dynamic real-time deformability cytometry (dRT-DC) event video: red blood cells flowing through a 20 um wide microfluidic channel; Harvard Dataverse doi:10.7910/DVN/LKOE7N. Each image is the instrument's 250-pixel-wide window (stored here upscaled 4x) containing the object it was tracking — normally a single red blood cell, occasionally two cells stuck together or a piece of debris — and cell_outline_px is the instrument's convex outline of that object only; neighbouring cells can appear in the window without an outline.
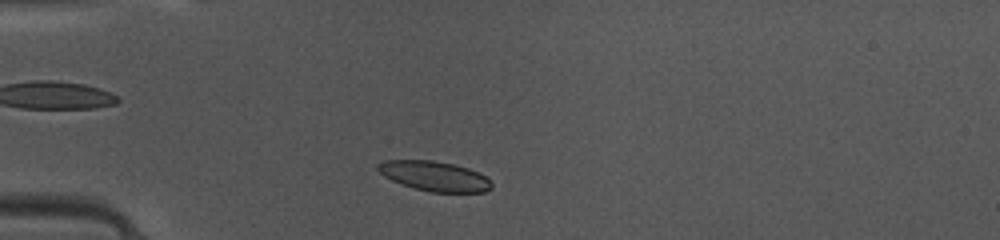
{"species": "common noctule bat (a hibernating species)", "species_latin": "Nyctalus noctula", "temperature_condition": "warm", "stored_images_in_passage": 44, "camera_frame_rate_fps": 3000, "um_per_image_px": 0.085, "animal": {"sex": "female", "body_mass_g": 10.0, "forearm_length_mm": 53.1}, "frame": {"image": 1, "passage_image": 9, "time_ms": 2.667, "image_size_px": [1000, 240], "cell_outline_px": [[492, 188], [484, 192], [432, 192], [416, 188], [392, 180], [384, 176], [376, 168], [376, 164], [384, 160], [432, 160], [452, 164], [468, 168], [480, 172], [492, 184]], "centroid_in_image_um": [36.93, 14.96], "position_along_channel_um": 48.1, "area_um2": 19.59}}
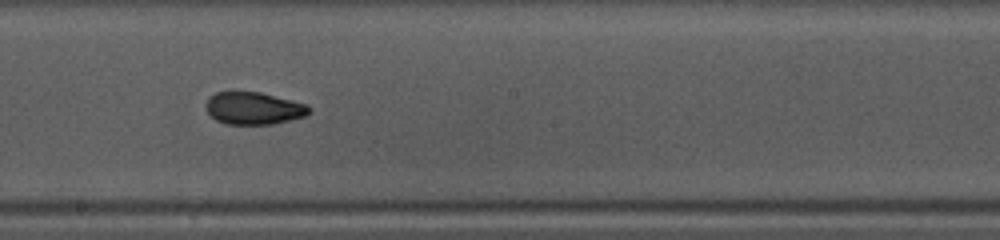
{"frame": {"image": 2, "passage_image": 23, "time_ms": 7.333, "image_size_px": [1000, 240], "cell_outline_px": [[308, 112], [304, 116], [272, 124], [224, 124], [216, 120], [204, 108], [204, 104], [208, 96], [216, 92], [260, 92], [308, 104]], "centroid_in_image_um": [21.49, 9.19], "position_along_channel_um": 226.7, "area_um2": 19.42}}
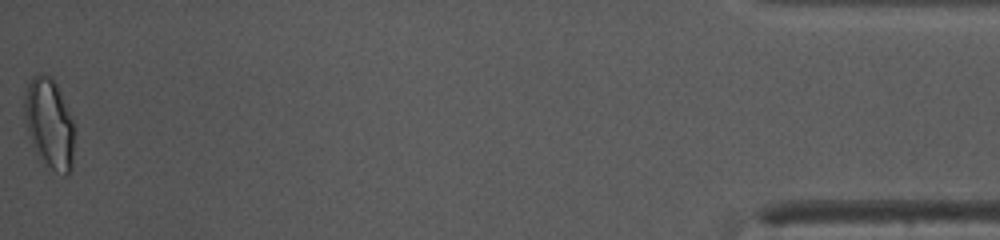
{"frame": {"image": 3, "passage_image": 44, "time_ms": 14.333, "image_size_px": [1000, 240], "cell_outline_px": [[72, 168], [68, 176], [64, 176], [48, 172], [36, 152], [32, 144], [24, 120], [24, 96], [28, 84], [32, 76], [52, 76], [56, 84], [72, 120]], "centroid_in_image_um": [4.16, 10.6], "position_along_channel_um": 431.0, "area_um2": 26.13}, "authors_computed_cell_mechanics": {"area_um2": 19.7098, "velocity_mm_per_s": 4.1739, "shape_relaxation_time_tau1_ms": 8.6437, "shape_relaxation_time_tau2_ms": 1.221, "deformation_change_tau1": 0.2217, "deformation_change_tau2": 0.0569}}